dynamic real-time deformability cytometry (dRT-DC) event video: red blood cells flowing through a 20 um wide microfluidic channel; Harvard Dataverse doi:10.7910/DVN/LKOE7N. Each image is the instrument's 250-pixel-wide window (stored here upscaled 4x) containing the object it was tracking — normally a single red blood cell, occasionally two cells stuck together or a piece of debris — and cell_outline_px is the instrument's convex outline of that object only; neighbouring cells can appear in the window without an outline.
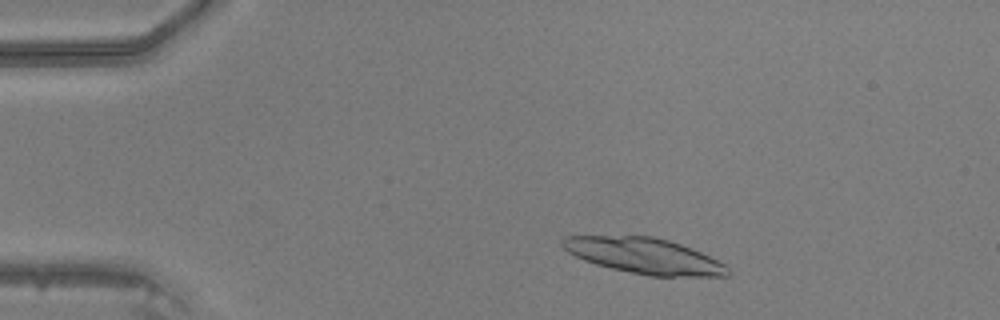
{"species": "common noctule bat (a hibernating species)", "species_latin": "Nyctalus noctula", "temperature_condition": "warm", "stored_images_in_passage": 10, "camera_frame_rate_fps": 3000, "um_per_image_px": 0.085, "animal": {"sex": "male", "body_mass_g": 20.5, "forearm_length_mm": 52.5}, "frame": {"image": 1, "passage_image": 5, "time_ms": 1.333, "image_size_px": [1000, 320], "cell_outline_px": [[728, 276], [652, 276], [612, 268], [596, 264], [584, 260], [568, 252], [560, 244], [560, 240], [564, 236], [652, 236], [668, 240], [680, 244], [700, 252], [724, 264], [728, 268]], "centroid_in_image_um": [54.72, 21.74], "position_along_channel_um": 30.3, "area_um2": 33.87}}